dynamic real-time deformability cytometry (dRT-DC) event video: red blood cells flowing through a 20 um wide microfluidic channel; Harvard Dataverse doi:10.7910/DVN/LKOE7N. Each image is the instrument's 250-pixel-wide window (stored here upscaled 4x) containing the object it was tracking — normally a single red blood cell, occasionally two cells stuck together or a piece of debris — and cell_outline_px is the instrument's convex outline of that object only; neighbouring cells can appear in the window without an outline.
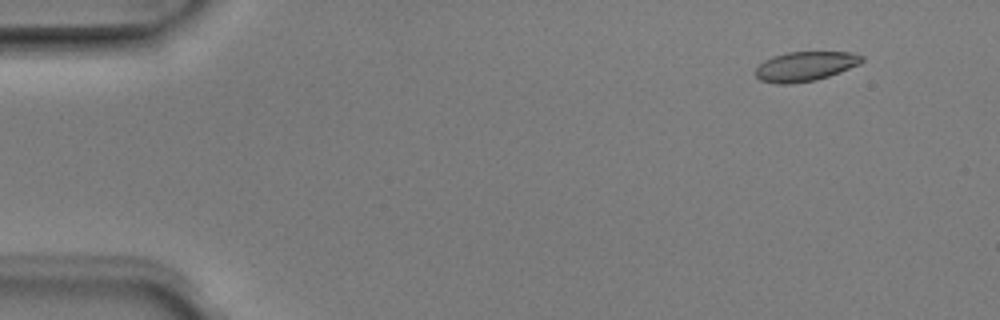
{"species": "Egyptian fruit bat (a non-hibernating species)", "species_latin": "Rousettus aegyptiacus", "temperature_condition": "room temperature", "stored_images_in_passage": 5, "camera_frame_rate_fps": 3000, "um_per_image_px": 0.085, "animal": {"sex": "male"}, "frame": {"image": 1, "passage_image": 1, "time_ms": 0.0, "image_size_px": [1000, 320], "cell_outline_px": [[864, 60], [860, 64], [840, 72], [828, 76], [812, 80], [788, 84], [776, 84], [760, 80], [756, 76], [756, 68], [764, 60], [788, 52], [852, 52], [864, 56]], "centroid_in_image_um": [68.47, 5.63], "position_along_channel_um": 16.5, "area_um2": 18.15}}
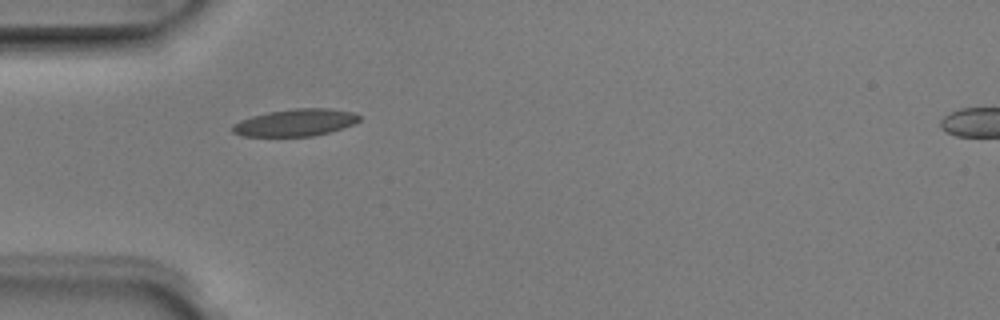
{"frame": {"image": 2, "passage_image": 4, "time_ms": 1.0, "image_size_px": [1000, 320], "cell_outline_px": [[360, 120], [352, 124], [328, 132], [312, 136], [240, 136], [232, 132], [232, 124], [240, 120], [252, 116], [268, 112], [296, 108], [328, 108], [352, 112], [360, 116]], "centroid_in_image_um": [25.06, 10.42], "position_along_channel_um": 59.9, "area_um2": 19.88}}
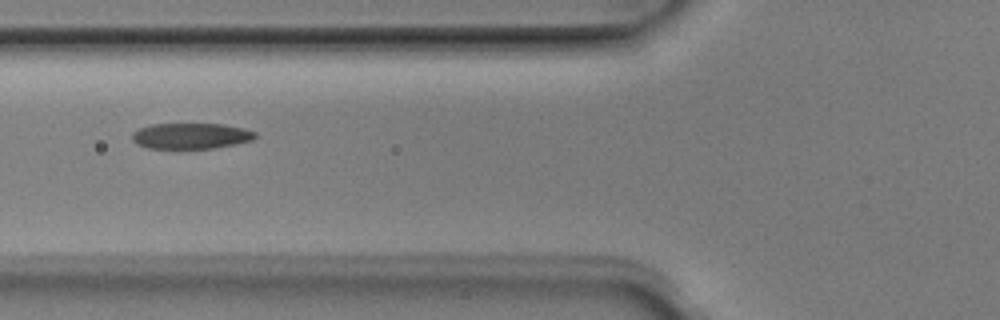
{"frame": {"image": 3, "passage_image": 5, "time_ms": 1.333, "image_size_px": [1000, 320], "cell_outline_px": [[256, 136], [252, 140], [216, 148], [180, 152], [148, 148], [136, 144], [132, 140], [132, 132], [140, 128], [152, 124], [224, 124], [244, 128], [256, 132]], "centroid_in_image_um": [16.18, 11.61], "position_along_channel_um": 109.6, "area_um2": 19.48}}